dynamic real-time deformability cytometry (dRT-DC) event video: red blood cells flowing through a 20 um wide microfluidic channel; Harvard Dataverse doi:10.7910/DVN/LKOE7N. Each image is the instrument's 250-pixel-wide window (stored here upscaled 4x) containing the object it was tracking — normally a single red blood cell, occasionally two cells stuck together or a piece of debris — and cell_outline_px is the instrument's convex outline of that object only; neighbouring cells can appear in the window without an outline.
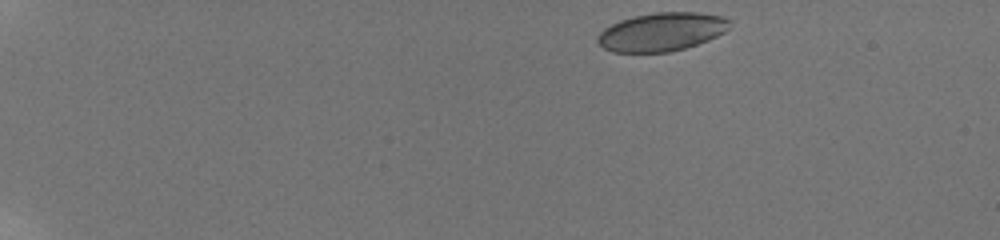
{"species": "human", "species_latin": "Homo sapiens", "temperature_condition": "room temperature", "stored_images_in_passage": 14, "camera_frame_rate_fps": 3000, "um_per_image_px": 0.085, "donor": {"sex": "male"}, "frame": {"image": 1, "passage_image": 1, "time_ms": 0.0, "image_size_px": [1000, 240], "cell_outline_px": [[732, 24], [724, 32], [708, 40], [684, 48], [668, 52], [612, 52], [604, 48], [596, 40], [596, 36], [604, 28], [620, 20], [632, 16], [656, 12], [700, 12], [724, 16]], "centroid_in_image_um": [56.23, 2.69], "position_along_channel_um": 28.8, "area_um2": 29.65}}
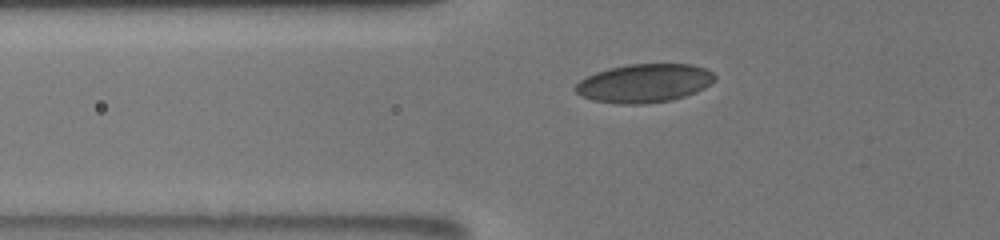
{"frame": {"image": 2, "passage_image": 9, "time_ms": 4.333, "image_size_px": [1000, 240], "cell_outline_px": [[716, 80], [704, 88], [696, 92], [672, 100], [644, 104], [616, 104], [592, 100], [580, 96], [572, 88], [580, 80], [596, 72], [608, 68], [628, 64], [692, 64], [704, 68], [712, 72], [716, 76]], "centroid_in_image_um": [54.75, 7.08], "position_along_channel_um": 71.1, "area_um2": 31.56}}
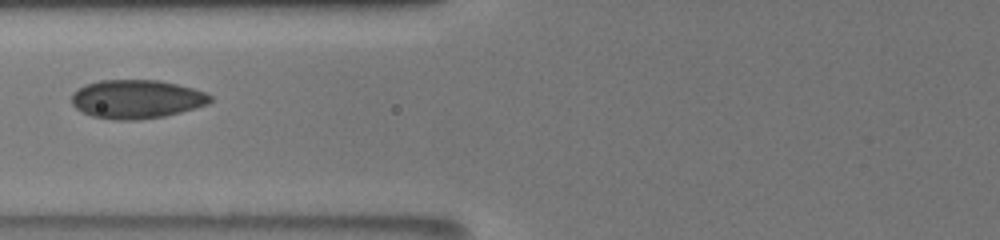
{"frame": {"image": 3, "passage_image": 11, "time_ms": 5.667, "image_size_px": [1000, 240], "cell_outline_px": [[212, 100], [208, 104], [196, 108], [164, 116], [136, 120], [116, 120], [92, 116], [76, 108], [72, 104], [72, 92], [84, 84], [100, 80], [156, 80], [176, 84], [192, 88], [204, 92], [212, 96]], "centroid_in_image_um": [11.59, 8.42], "position_along_channel_um": 114.2, "area_um2": 31.21}}